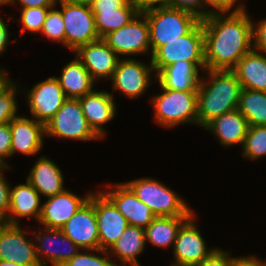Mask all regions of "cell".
<instances>
[{
	"label": "cell",
	"mask_w": 266,
	"mask_h": 266,
	"mask_svg": "<svg viewBox=\"0 0 266 266\" xmlns=\"http://www.w3.org/2000/svg\"><path fill=\"white\" fill-rule=\"evenodd\" d=\"M21 4L22 8L33 7H53L56 5L57 0H17ZM16 0H10L9 4H14Z\"/></svg>",
	"instance_id": "f6af8a7d"
},
{
	"label": "cell",
	"mask_w": 266,
	"mask_h": 266,
	"mask_svg": "<svg viewBox=\"0 0 266 266\" xmlns=\"http://www.w3.org/2000/svg\"><path fill=\"white\" fill-rule=\"evenodd\" d=\"M6 75V71H3V69L0 68V92L12 82V80L9 79Z\"/></svg>",
	"instance_id": "c3c4849f"
},
{
	"label": "cell",
	"mask_w": 266,
	"mask_h": 266,
	"mask_svg": "<svg viewBox=\"0 0 266 266\" xmlns=\"http://www.w3.org/2000/svg\"><path fill=\"white\" fill-rule=\"evenodd\" d=\"M124 183L156 217L191 216L194 213L181 196L155 179L143 177Z\"/></svg>",
	"instance_id": "277c9868"
},
{
	"label": "cell",
	"mask_w": 266,
	"mask_h": 266,
	"mask_svg": "<svg viewBox=\"0 0 266 266\" xmlns=\"http://www.w3.org/2000/svg\"><path fill=\"white\" fill-rule=\"evenodd\" d=\"M248 128L247 119L238 109L216 117L204 127L216 135V138L225 147L234 146V144L243 146Z\"/></svg>",
	"instance_id": "cb8c5ba5"
},
{
	"label": "cell",
	"mask_w": 266,
	"mask_h": 266,
	"mask_svg": "<svg viewBox=\"0 0 266 266\" xmlns=\"http://www.w3.org/2000/svg\"><path fill=\"white\" fill-rule=\"evenodd\" d=\"M66 98L79 99L92 92L94 80L76 56L62 68L60 77H56Z\"/></svg>",
	"instance_id": "4316f807"
},
{
	"label": "cell",
	"mask_w": 266,
	"mask_h": 266,
	"mask_svg": "<svg viewBox=\"0 0 266 266\" xmlns=\"http://www.w3.org/2000/svg\"><path fill=\"white\" fill-rule=\"evenodd\" d=\"M162 93L152 98L155 120L164 127L191 123L198 125L197 91H179L160 86Z\"/></svg>",
	"instance_id": "5b68a950"
},
{
	"label": "cell",
	"mask_w": 266,
	"mask_h": 266,
	"mask_svg": "<svg viewBox=\"0 0 266 266\" xmlns=\"http://www.w3.org/2000/svg\"><path fill=\"white\" fill-rule=\"evenodd\" d=\"M91 192L83 198L71 193L69 190L47 197L42 204L39 223L46 228L61 229L66 222L89 199Z\"/></svg>",
	"instance_id": "d6986e66"
},
{
	"label": "cell",
	"mask_w": 266,
	"mask_h": 266,
	"mask_svg": "<svg viewBox=\"0 0 266 266\" xmlns=\"http://www.w3.org/2000/svg\"><path fill=\"white\" fill-rule=\"evenodd\" d=\"M103 40L119 57L151 51L149 25L143 13H138L127 25L107 34Z\"/></svg>",
	"instance_id": "9c48e42d"
},
{
	"label": "cell",
	"mask_w": 266,
	"mask_h": 266,
	"mask_svg": "<svg viewBox=\"0 0 266 266\" xmlns=\"http://www.w3.org/2000/svg\"><path fill=\"white\" fill-rule=\"evenodd\" d=\"M71 3L91 7L95 0H67Z\"/></svg>",
	"instance_id": "681fc988"
},
{
	"label": "cell",
	"mask_w": 266,
	"mask_h": 266,
	"mask_svg": "<svg viewBox=\"0 0 266 266\" xmlns=\"http://www.w3.org/2000/svg\"><path fill=\"white\" fill-rule=\"evenodd\" d=\"M81 250L99 249V234L94 208V193L61 228Z\"/></svg>",
	"instance_id": "4fadbf2b"
},
{
	"label": "cell",
	"mask_w": 266,
	"mask_h": 266,
	"mask_svg": "<svg viewBox=\"0 0 266 266\" xmlns=\"http://www.w3.org/2000/svg\"><path fill=\"white\" fill-rule=\"evenodd\" d=\"M50 8L52 7L22 8L20 21L23 28L21 27V34L19 35H23L26 30L40 33Z\"/></svg>",
	"instance_id": "e575fe53"
},
{
	"label": "cell",
	"mask_w": 266,
	"mask_h": 266,
	"mask_svg": "<svg viewBox=\"0 0 266 266\" xmlns=\"http://www.w3.org/2000/svg\"><path fill=\"white\" fill-rule=\"evenodd\" d=\"M253 49L266 53V19L252 23Z\"/></svg>",
	"instance_id": "ab89813d"
},
{
	"label": "cell",
	"mask_w": 266,
	"mask_h": 266,
	"mask_svg": "<svg viewBox=\"0 0 266 266\" xmlns=\"http://www.w3.org/2000/svg\"><path fill=\"white\" fill-rule=\"evenodd\" d=\"M197 91L198 125L205 127L224 113L238 109L242 85L232 70H205Z\"/></svg>",
	"instance_id": "7a4b0ae2"
},
{
	"label": "cell",
	"mask_w": 266,
	"mask_h": 266,
	"mask_svg": "<svg viewBox=\"0 0 266 266\" xmlns=\"http://www.w3.org/2000/svg\"><path fill=\"white\" fill-rule=\"evenodd\" d=\"M11 138L10 122L0 124V165H8L5 160L11 157Z\"/></svg>",
	"instance_id": "f35d334b"
},
{
	"label": "cell",
	"mask_w": 266,
	"mask_h": 266,
	"mask_svg": "<svg viewBox=\"0 0 266 266\" xmlns=\"http://www.w3.org/2000/svg\"><path fill=\"white\" fill-rule=\"evenodd\" d=\"M16 84L12 81L0 92V124L9 123L17 115Z\"/></svg>",
	"instance_id": "d590c367"
},
{
	"label": "cell",
	"mask_w": 266,
	"mask_h": 266,
	"mask_svg": "<svg viewBox=\"0 0 266 266\" xmlns=\"http://www.w3.org/2000/svg\"><path fill=\"white\" fill-rule=\"evenodd\" d=\"M10 0H0V5L9 4Z\"/></svg>",
	"instance_id": "f5cc1de1"
},
{
	"label": "cell",
	"mask_w": 266,
	"mask_h": 266,
	"mask_svg": "<svg viewBox=\"0 0 266 266\" xmlns=\"http://www.w3.org/2000/svg\"><path fill=\"white\" fill-rule=\"evenodd\" d=\"M79 102L89 126L100 138L105 137L106 130L103 125L116 115L113 93L93 90L79 98Z\"/></svg>",
	"instance_id": "44dd1931"
},
{
	"label": "cell",
	"mask_w": 266,
	"mask_h": 266,
	"mask_svg": "<svg viewBox=\"0 0 266 266\" xmlns=\"http://www.w3.org/2000/svg\"><path fill=\"white\" fill-rule=\"evenodd\" d=\"M154 71L158 74L165 66L178 61L205 62L204 32L201 21L186 35L162 45L152 56Z\"/></svg>",
	"instance_id": "8992f818"
},
{
	"label": "cell",
	"mask_w": 266,
	"mask_h": 266,
	"mask_svg": "<svg viewBox=\"0 0 266 266\" xmlns=\"http://www.w3.org/2000/svg\"><path fill=\"white\" fill-rule=\"evenodd\" d=\"M34 239L39 243L35 244V248L41 266H47V261L52 264L51 266H62L80 251V248L61 229L44 227L43 233L39 231L34 234ZM57 244L60 250H57ZM50 246L56 248L51 249ZM61 246H64L66 250H63Z\"/></svg>",
	"instance_id": "9a60e30c"
},
{
	"label": "cell",
	"mask_w": 266,
	"mask_h": 266,
	"mask_svg": "<svg viewBox=\"0 0 266 266\" xmlns=\"http://www.w3.org/2000/svg\"><path fill=\"white\" fill-rule=\"evenodd\" d=\"M190 216L165 217L157 216L152 220V223L145 228L146 242L153 244V246L167 248L174 243L177 233L182 224Z\"/></svg>",
	"instance_id": "f1b7e54d"
},
{
	"label": "cell",
	"mask_w": 266,
	"mask_h": 266,
	"mask_svg": "<svg viewBox=\"0 0 266 266\" xmlns=\"http://www.w3.org/2000/svg\"><path fill=\"white\" fill-rule=\"evenodd\" d=\"M205 5L209 8L212 7L213 11H228L232 10V7L235 6L239 0H204ZM214 8V9H213Z\"/></svg>",
	"instance_id": "ee69618b"
},
{
	"label": "cell",
	"mask_w": 266,
	"mask_h": 266,
	"mask_svg": "<svg viewBox=\"0 0 266 266\" xmlns=\"http://www.w3.org/2000/svg\"><path fill=\"white\" fill-rule=\"evenodd\" d=\"M95 27L99 37L103 39L107 34L127 25L139 12L129 1L124 7L115 10H92Z\"/></svg>",
	"instance_id": "f546056e"
},
{
	"label": "cell",
	"mask_w": 266,
	"mask_h": 266,
	"mask_svg": "<svg viewBox=\"0 0 266 266\" xmlns=\"http://www.w3.org/2000/svg\"><path fill=\"white\" fill-rule=\"evenodd\" d=\"M66 99L56 76L36 83L27 93L31 117L44 124L57 113Z\"/></svg>",
	"instance_id": "7c38bea8"
},
{
	"label": "cell",
	"mask_w": 266,
	"mask_h": 266,
	"mask_svg": "<svg viewBox=\"0 0 266 266\" xmlns=\"http://www.w3.org/2000/svg\"><path fill=\"white\" fill-rule=\"evenodd\" d=\"M56 5L49 9L40 33H43L51 41H57L65 45V25L61 10L55 9Z\"/></svg>",
	"instance_id": "d6a6232c"
},
{
	"label": "cell",
	"mask_w": 266,
	"mask_h": 266,
	"mask_svg": "<svg viewBox=\"0 0 266 266\" xmlns=\"http://www.w3.org/2000/svg\"><path fill=\"white\" fill-rule=\"evenodd\" d=\"M112 191H102L123 214L129 225L146 228L156 217L150 207L142 202L123 182L112 185Z\"/></svg>",
	"instance_id": "ac0fdd59"
},
{
	"label": "cell",
	"mask_w": 266,
	"mask_h": 266,
	"mask_svg": "<svg viewBox=\"0 0 266 266\" xmlns=\"http://www.w3.org/2000/svg\"><path fill=\"white\" fill-rule=\"evenodd\" d=\"M236 257H230V253L216 248L207 258L196 266H235Z\"/></svg>",
	"instance_id": "8d00e7d4"
},
{
	"label": "cell",
	"mask_w": 266,
	"mask_h": 266,
	"mask_svg": "<svg viewBox=\"0 0 266 266\" xmlns=\"http://www.w3.org/2000/svg\"><path fill=\"white\" fill-rule=\"evenodd\" d=\"M83 251V253L79 251L72 259L66 261L62 266H120L110 260L111 256L107 250L84 249ZM91 251H95L96 253L101 252L103 255L106 256L100 257L96 254H92Z\"/></svg>",
	"instance_id": "836d02e7"
},
{
	"label": "cell",
	"mask_w": 266,
	"mask_h": 266,
	"mask_svg": "<svg viewBox=\"0 0 266 266\" xmlns=\"http://www.w3.org/2000/svg\"><path fill=\"white\" fill-rule=\"evenodd\" d=\"M27 181L39 195L50 197L65 190L61 169L46 156L39 158L30 170Z\"/></svg>",
	"instance_id": "d4e9b609"
},
{
	"label": "cell",
	"mask_w": 266,
	"mask_h": 266,
	"mask_svg": "<svg viewBox=\"0 0 266 266\" xmlns=\"http://www.w3.org/2000/svg\"><path fill=\"white\" fill-rule=\"evenodd\" d=\"M205 71V62L178 61L172 65L165 66L157 77L159 85L163 88L179 91H198L201 80L199 70Z\"/></svg>",
	"instance_id": "7402d4cb"
},
{
	"label": "cell",
	"mask_w": 266,
	"mask_h": 266,
	"mask_svg": "<svg viewBox=\"0 0 266 266\" xmlns=\"http://www.w3.org/2000/svg\"><path fill=\"white\" fill-rule=\"evenodd\" d=\"M5 168L9 165H0V210L7 216L10 205V184L7 183L3 175ZM3 169V170H2Z\"/></svg>",
	"instance_id": "60d3db41"
},
{
	"label": "cell",
	"mask_w": 266,
	"mask_h": 266,
	"mask_svg": "<svg viewBox=\"0 0 266 266\" xmlns=\"http://www.w3.org/2000/svg\"><path fill=\"white\" fill-rule=\"evenodd\" d=\"M242 156L247 159H260L266 155V125L249 126L243 144Z\"/></svg>",
	"instance_id": "1f68e13d"
},
{
	"label": "cell",
	"mask_w": 266,
	"mask_h": 266,
	"mask_svg": "<svg viewBox=\"0 0 266 266\" xmlns=\"http://www.w3.org/2000/svg\"><path fill=\"white\" fill-rule=\"evenodd\" d=\"M75 53L94 81L97 78L111 80L121 59L103 39L82 45Z\"/></svg>",
	"instance_id": "e0dca14e"
},
{
	"label": "cell",
	"mask_w": 266,
	"mask_h": 266,
	"mask_svg": "<svg viewBox=\"0 0 266 266\" xmlns=\"http://www.w3.org/2000/svg\"><path fill=\"white\" fill-rule=\"evenodd\" d=\"M171 7L191 11L197 14L200 18H204L212 12L211 9L209 10L207 8L204 0H172Z\"/></svg>",
	"instance_id": "74e56055"
},
{
	"label": "cell",
	"mask_w": 266,
	"mask_h": 266,
	"mask_svg": "<svg viewBox=\"0 0 266 266\" xmlns=\"http://www.w3.org/2000/svg\"><path fill=\"white\" fill-rule=\"evenodd\" d=\"M11 157L17 152L24 155H34L43 147L45 124L34 118L18 116L10 121Z\"/></svg>",
	"instance_id": "ffe728a7"
},
{
	"label": "cell",
	"mask_w": 266,
	"mask_h": 266,
	"mask_svg": "<svg viewBox=\"0 0 266 266\" xmlns=\"http://www.w3.org/2000/svg\"><path fill=\"white\" fill-rule=\"evenodd\" d=\"M129 0H95L92 10H115L124 7Z\"/></svg>",
	"instance_id": "7bdbcfd3"
},
{
	"label": "cell",
	"mask_w": 266,
	"mask_h": 266,
	"mask_svg": "<svg viewBox=\"0 0 266 266\" xmlns=\"http://www.w3.org/2000/svg\"><path fill=\"white\" fill-rule=\"evenodd\" d=\"M238 110L249 126L266 125V92L242 88Z\"/></svg>",
	"instance_id": "4dcf8cb0"
},
{
	"label": "cell",
	"mask_w": 266,
	"mask_h": 266,
	"mask_svg": "<svg viewBox=\"0 0 266 266\" xmlns=\"http://www.w3.org/2000/svg\"><path fill=\"white\" fill-rule=\"evenodd\" d=\"M228 14V15H225ZM206 70H232L253 49L252 20L244 4L201 18Z\"/></svg>",
	"instance_id": "6da1fadb"
},
{
	"label": "cell",
	"mask_w": 266,
	"mask_h": 266,
	"mask_svg": "<svg viewBox=\"0 0 266 266\" xmlns=\"http://www.w3.org/2000/svg\"><path fill=\"white\" fill-rule=\"evenodd\" d=\"M0 260L18 264L41 266L35 244L25 237L20 225L8 224L0 230Z\"/></svg>",
	"instance_id": "2e32d148"
},
{
	"label": "cell",
	"mask_w": 266,
	"mask_h": 266,
	"mask_svg": "<svg viewBox=\"0 0 266 266\" xmlns=\"http://www.w3.org/2000/svg\"><path fill=\"white\" fill-rule=\"evenodd\" d=\"M152 73V61L148 66L137 59L121 58L111 78L112 89L120 91L128 98H137L147 90L152 81Z\"/></svg>",
	"instance_id": "8fae6325"
},
{
	"label": "cell",
	"mask_w": 266,
	"mask_h": 266,
	"mask_svg": "<svg viewBox=\"0 0 266 266\" xmlns=\"http://www.w3.org/2000/svg\"><path fill=\"white\" fill-rule=\"evenodd\" d=\"M244 89L266 92V53L252 49L232 69Z\"/></svg>",
	"instance_id": "484cf974"
},
{
	"label": "cell",
	"mask_w": 266,
	"mask_h": 266,
	"mask_svg": "<svg viewBox=\"0 0 266 266\" xmlns=\"http://www.w3.org/2000/svg\"><path fill=\"white\" fill-rule=\"evenodd\" d=\"M40 197L39 193L28 181H26V184H19L14 188H10L8 224L18 225L19 217H35L39 221L42 211Z\"/></svg>",
	"instance_id": "603a6c76"
},
{
	"label": "cell",
	"mask_w": 266,
	"mask_h": 266,
	"mask_svg": "<svg viewBox=\"0 0 266 266\" xmlns=\"http://www.w3.org/2000/svg\"><path fill=\"white\" fill-rule=\"evenodd\" d=\"M194 213L180 227L173 247L174 266H196L216 248L207 249L198 227L194 223Z\"/></svg>",
	"instance_id": "30bf717a"
},
{
	"label": "cell",
	"mask_w": 266,
	"mask_h": 266,
	"mask_svg": "<svg viewBox=\"0 0 266 266\" xmlns=\"http://www.w3.org/2000/svg\"><path fill=\"white\" fill-rule=\"evenodd\" d=\"M8 225L7 216L0 210V230Z\"/></svg>",
	"instance_id": "f907efd6"
},
{
	"label": "cell",
	"mask_w": 266,
	"mask_h": 266,
	"mask_svg": "<svg viewBox=\"0 0 266 266\" xmlns=\"http://www.w3.org/2000/svg\"><path fill=\"white\" fill-rule=\"evenodd\" d=\"M0 266H30V265H24V264H18L6 260H0Z\"/></svg>",
	"instance_id": "816d5d0a"
},
{
	"label": "cell",
	"mask_w": 266,
	"mask_h": 266,
	"mask_svg": "<svg viewBox=\"0 0 266 266\" xmlns=\"http://www.w3.org/2000/svg\"><path fill=\"white\" fill-rule=\"evenodd\" d=\"M138 10L143 13L150 9L171 7L172 0H129Z\"/></svg>",
	"instance_id": "b9f144b4"
},
{
	"label": "cell",
	"mask_w": 266,
	"mask_h": 266,
	"mask_svg": "<svg viewBox=\"0 0 266 266\" xmlns=\"http://www.w3.org/2000/svg\"><path fill=\"white\" fill-rule=\"evenodd\" d=\"M8 24L3 21L0 17V55L7 48V44L9 43V31L7 28Z\"/></svg>",
	"instance_id": "7dc6e473"
},
{
	"label": "cell",
	"mask_w": 266,
	"mask_h": 266,
	"mask_svg": "<svg viewBox=\"0 0 266 266\" xmlns=\"http://www.w3.org/2000/svg\"><path fill=\"white\" fill-rule=\"evenodd\" d=\"M235 266H266V261H261L255 256L237 257Z\"/></svg>",
	"instance_id": "bcb514c9"
},
{
	"label": "cell",
	"mask_w": 266,
	"mask_h": 266,
	"mask_svg": "<svg viewBox=\"0 0 266 266\" xmlns=\"http://www.w3.org/2000/svg\"><path fill=\"white\" fill-rule=\"evenodd\" d=\"M45 135L90 141L101 139L89 126L79 99L67 98L57 113L45 124Z\"/></svg>",
	"instance_id": "52a82bcc"
},
{
	"label": "cell",
	"mask_w": 266,
	"mask_h": 266,
	"mask_svg": "<svg viewBox=\"0 0 266 266\" xmlns=\"http://www.w3.org/2000/svg\"><path fill=\"white\" fill-rule=\"evenodd\" d=\"M94 208L99 234V249L108 251L121 237L129 223L102 191L94 193Z\"/></svg>",
	"instance_id": "5bb4252c"
},
{
	"label": "cell",
	"mask_w": 266,
	"mask_h": 266,
	"mask_svg": "<svg viewBox=\"0 0 266 266\" xmlns=\"http://www.w3.org/2000/svg\"><path fill=\"white\" fill-rule=\"evenodd\" d=\"M143 14L149 25L151 55L169 41L188 34L201 21L197 14L175 7L154 8Z\"/></svg>",
	"instance_id": "3957f363"
},
{
	"label": "cell",
	"mask_w": 266,
	"mask_h": 266,
	"mask_svg": "<svg viewBox=\"0 0 266 266\" xmlns=\"http://www.w3.org/2000/svg\"><path fill=\"white\" fill-rule=\"evenodd\" d=\"M146 245L145 229L128 225L121 237L111 246L108 253H113L123 263L122 266H140L137 257Z\"/></svg>",
	"instance_id": "83f0119b"
},
{
	"label": "cell",
	"mask_w": 266,
	"mask_h": 266,
	"mask_svg": "<svg viewBox=\"0 0 266 266\" xmlns=\"http://www.w3.org/2000/svg\"><path fill=\"white\" fill-rule=\"evenodd\" d=\"M61 4V15L65 25V46L76 51L80 46L101 39L95 27L91 7L57 0Z\"/></svg>",
	"instance_id": "ba28073f"
}]
</instances>
